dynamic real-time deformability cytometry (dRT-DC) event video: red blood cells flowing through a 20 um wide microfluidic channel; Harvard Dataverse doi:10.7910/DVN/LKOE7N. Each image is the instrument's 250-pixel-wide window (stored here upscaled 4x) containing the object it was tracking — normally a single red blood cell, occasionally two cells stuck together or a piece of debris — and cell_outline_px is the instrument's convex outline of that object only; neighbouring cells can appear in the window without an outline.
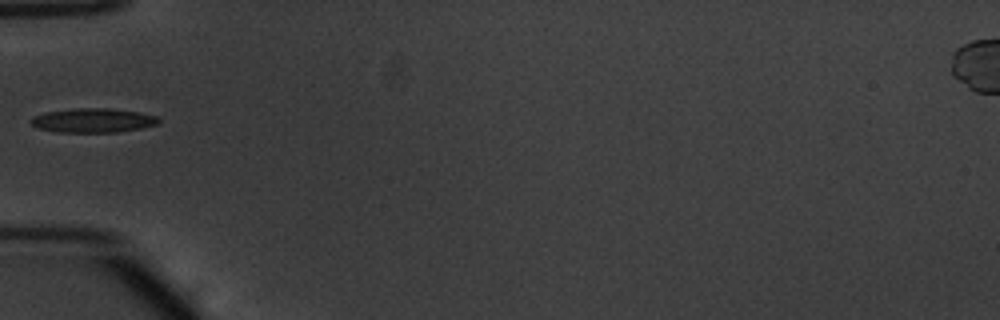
{"species": "common noctule bat (a hibernating species)", "species_latin": "Nyctalus noctula", "temperature_condition": "warm", "stored_images_in_passage": 35, "camera_frame_rate_fps": 3000, "um_per_image_px": 0.085, "animal": {"sex": "male", "body_mass_g": 20.1, "forearm_length_mm": 53.5}, "frame": {"image": 1, "passage_image": 1, "time_ms": 0.0, "image_size_px": [1000, 320], "cell_outline_px": [[160, 120], [156, 124], [140, 128], [116, 132], [56, 132], [36, 128], [28, 120], [32, 116], [44, 112], [72, 108], [108, 108], [140, 112], [156, 116]], "centroid_in_image_um": [7.83, 10.23], "position_along_channel_um": 77.2, "area_um2": 18.15}}
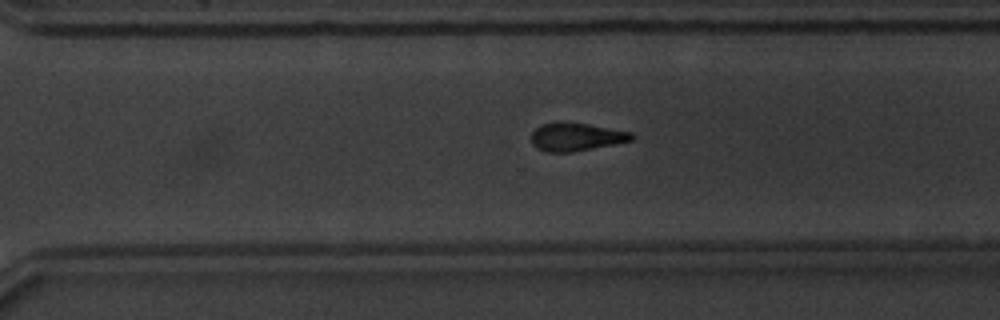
{"frame": {"image": 2, "passage_image": 20, "time_ms": 6.333, "image_size_px": [1000, 320], "cell_outline_px": [[636, 136], [632, 140], [616, 144], [572, 152], [544, 152], [536, 148], [532, 144], [532, 132], [536, 128], [544, 124], [556, 120], [564, 120], [588, 124], [632, 132]], "centroid_in_image_um": [48.97, 11.62], "position_along_channel_um": 321.6, "area_um2": 16.82}}
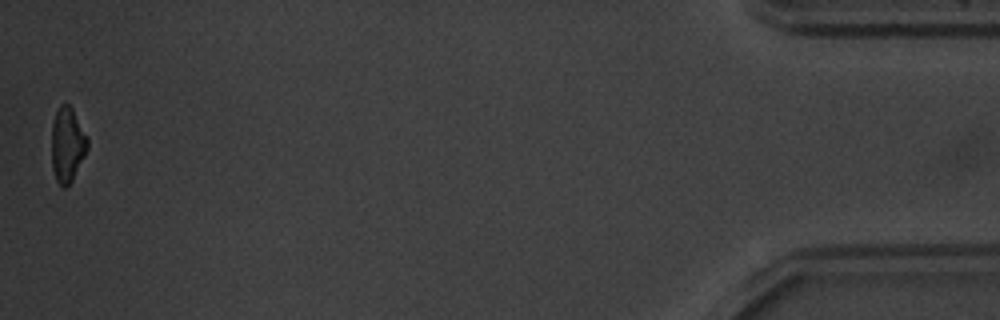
{"frame": {"image": 3, "passage_image": 35, "time_ms": 11.333, "image_size_px": [1000, 320], "cell_outline_px": [[88, 148], [72, 180], [64, 188], [56, 180], [52, 168], [52, 124], [56, 112], [60, 104], [68, 104], [72, 108], [88, 136]], "centroid_in_image_um": [5.73, 12.27], "position_along_channel_um": 429.5, "area_um2": 15.55}}